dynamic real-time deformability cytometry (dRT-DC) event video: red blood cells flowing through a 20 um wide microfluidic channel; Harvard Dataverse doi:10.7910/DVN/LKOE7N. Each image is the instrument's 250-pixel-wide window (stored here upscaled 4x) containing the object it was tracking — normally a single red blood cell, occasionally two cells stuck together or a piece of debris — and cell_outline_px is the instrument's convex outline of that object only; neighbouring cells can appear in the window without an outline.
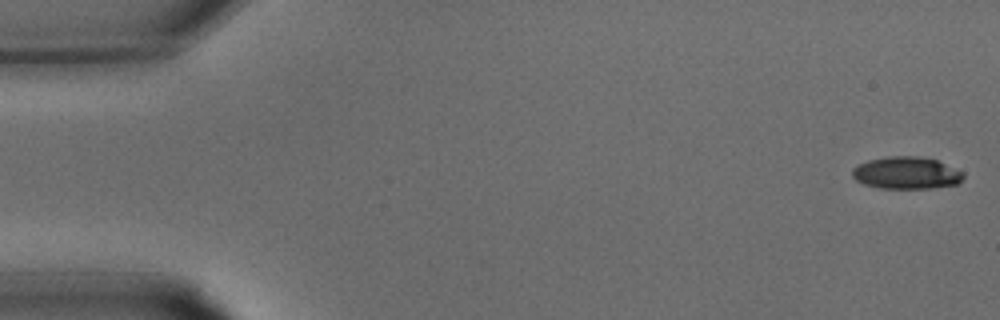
{"species": "common noctule bat (a hibernating species)", "species_latin": "Nyctalus noctula", "temperature_condition": "warm", "stored_images_in_passage": 12, "camera_frame_rate_fps": 3000, "um_per_image_px": 0.085, "animal": {"sex": "male", "body_mass_g": 15.6}, "frame": {"image": 1, "passage_image": 1, "time_ms": 0.0, "image_size_px": [1000, 320], "cell_outline_px": [[964, 176], [956, 184], [932, 188], [880, 188], [864, 184], [856, 180], [852, 176], [852, 168], [856, 164], [868, 160], [888, 156], [920, 156], [936, 160], [964, 172]], "centroid_in_image_um": [77.0, 14.69], "position_along_channel_um": 8.0, "area_um2": 20.87}}
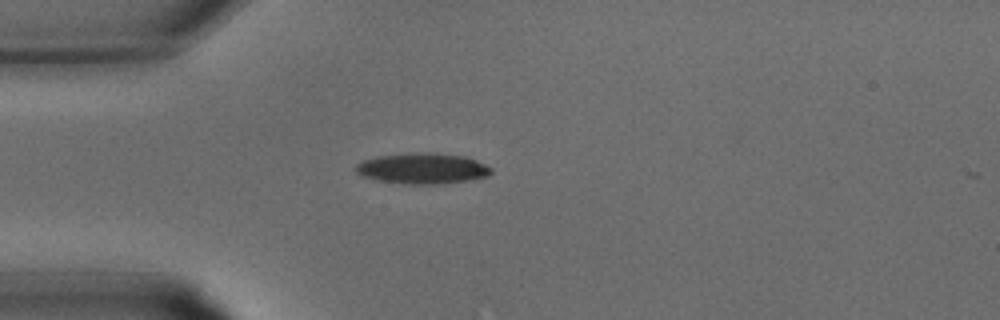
{"frame": {"image": 2, "passage_image": 9, "time_ms": 2.667, "image_size_px": [1000, 320], "cell_outline_px": [[492, 172], [488, 176], [468, 180], [444, 184], [404, 184], [380, 180], [360, 176], [356, 172], [356, 164], [364, 160], [376, 156], [408, 152], [432, 152], [464, 156], [476, 160], [492, 168]], "centroid_in_image_um": [35.9, 14.31], "position_along_channel_um": 49.1, "area_um2": 24.51}}
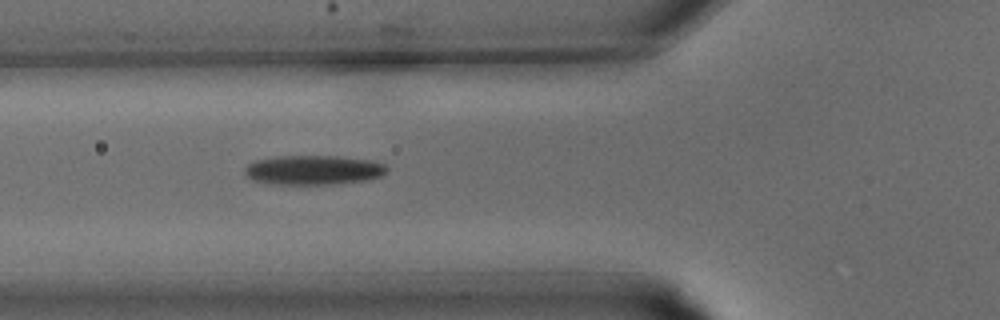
{"frame": {"image": 3, "passage_image": 12, "time_ms": 3.667, "image_size_px": [1000, 320], "cell_outline_px": [[388, 168], [380, 176], [368, 180], [332, 184], [272, 184], [252, 180], [244, 172], [244, 168], [252, 160], [280, 156], [336, 156], [372, 160], [384, 164]], "centroid_in_image_um": [26.61, 14.45], "position_along_channel_um": 99.2, "area_um2": 24.45}}